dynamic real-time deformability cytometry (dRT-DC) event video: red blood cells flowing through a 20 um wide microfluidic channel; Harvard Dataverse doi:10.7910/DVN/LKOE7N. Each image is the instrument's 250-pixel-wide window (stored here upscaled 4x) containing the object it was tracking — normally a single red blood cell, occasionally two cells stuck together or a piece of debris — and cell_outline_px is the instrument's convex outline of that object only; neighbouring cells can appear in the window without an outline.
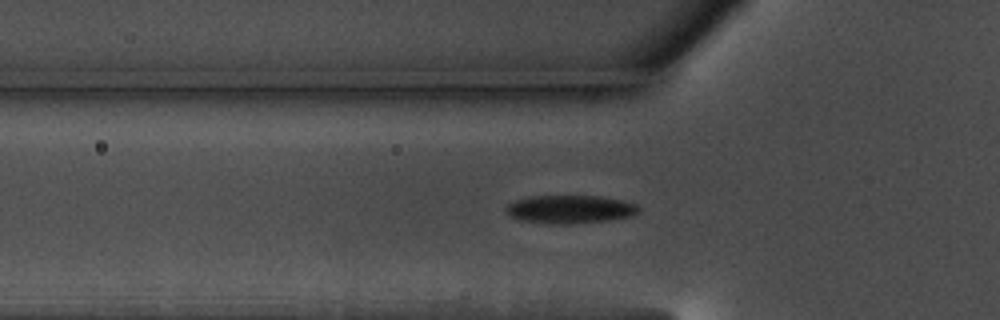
{"species": "common noctule bat (a hibernating species)", "species_latin": "Nyctalus noctula", "temperature_condition": "warm", "stored_images_in_passage": 42, "camera_frame_rate_fps": 3000, "um_per_image_px": 0.085, "animal": {"sex": "male", "body_mass_g": 17.5, "forearm_length_mm": 52.3}, "frame": {"image": 1, "passage_image": 4, "time_ms": 1.0, "image_size_px": [1000, 320], "cell_outline_px": [[640, 208], [632, 216], [608, 220], [560, 224], [520, 220], [512, 216], [504, 208], [508, 204], [516, 200], [528, 196], [600, 196], [624, 200], [636, 204]], "centroid_in_image_um": [48.47, 17.77], "position_along_channel_um": 77.3, "area_um2": 21.5}}
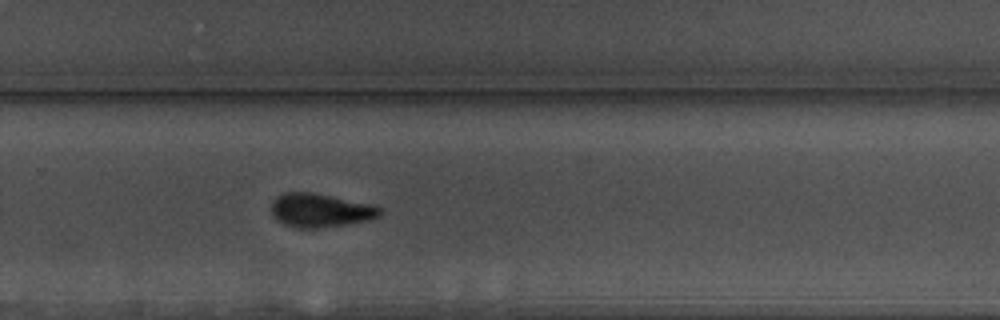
{"frame": {"image": 2, "passage_image": 23, "time_ms": 7.333, "image_size_px": [1000, 320], "cell_outline_px": [[384, 212], [380, 216], [372, 220], [320, 228], [296, 228], [284, 224], [272, 212], [272, 200], [276, 196], [284, 192], [312, 192], [368, 204], [380, 208]], "centroid_in_image_um": [27.24, 17.88], "position_along_channel_um": 302.6, "area_um2": 21.15}}
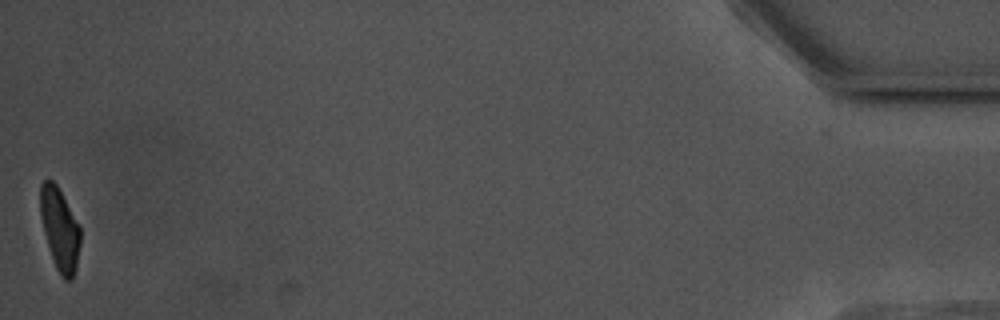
{"frame": {"image": 3, "passage_image": 42, "time_ms": 13.667, "image_size_px": [1000, 320], "cell_outline_px": [[80, 244], [76, 268], [72, 280], [64, 280], [56, 268], [44, 232], [40, 216], [40, 184], [44, 180], [52, 180], [56, 184], [80, 228]], "centroid_in_image_um": [5.07, 19.49], "position_along_channel_um": 430.1, "area_um2": 18.84}, "authors_computed_cell_mechanics": {"area_um2": 21.4438, "velocity_mm_per_s": 3.5638, "shape_relaxation_time_tau1_ms": 4.8103, "shape_relaxation_time_tau2_ms": 3.2199, "deformation_change_tau1": 0.139, "deformation_change_tau2": 0.0927}}